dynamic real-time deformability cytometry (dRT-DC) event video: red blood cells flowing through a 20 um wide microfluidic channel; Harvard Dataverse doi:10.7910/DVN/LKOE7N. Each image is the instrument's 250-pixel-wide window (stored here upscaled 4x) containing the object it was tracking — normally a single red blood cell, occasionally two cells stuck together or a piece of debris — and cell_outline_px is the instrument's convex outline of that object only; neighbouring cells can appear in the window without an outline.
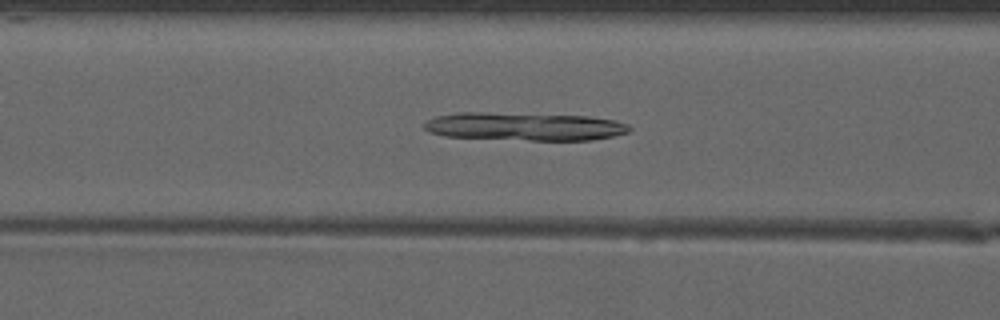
{"species": "common noctule bat (a hibernating species)", "species_latin": "Nyctalus noctula", "temperature_condition": "warm", "stored_images_in_passage": 50, "camera_frame_rate_fps": 3000, "um_per_image_px": 0.085, "animal": {"sex": "male", "forearm_length_mm": 52.5}, "frame": {"image": 1, "passage_image": 21, "time_ms": 6.667, "image_size_px": [1000, 320], "cell_outline_px": [[632, 128], [628, 132], [612, 136], [592, 140], [528, 140], [444, 136], [428, 132], [424, 128], [424, 124], [428, 120], [436, 116], [456, 112], [484, 112], [588, 116], [616, 120], [628, 124]], "centroid_in_image_um": [44.58, 10.74], "position_along_channel_um": 122.0, "area_um2": 33.7}}
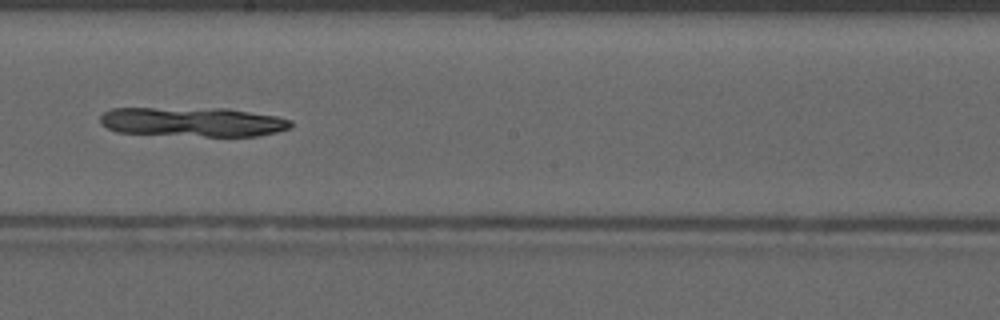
{"frame": {"image": 2, "passage_image": 29, "time_ms": 9.333, "image_size_px": [1000, 320], "cell_outline_px": [[292, 128], [276, 132], [256, 136], [204, 136], [116, 132], [100, 124], [100, 116], [104, 112], [112, 108], [228, 108], [276, 116], [292, 120]], "centroid_in_image_um": [16.4, 10.35], "position_along_channel_um": 231.8, "area_um2": 32.83}}
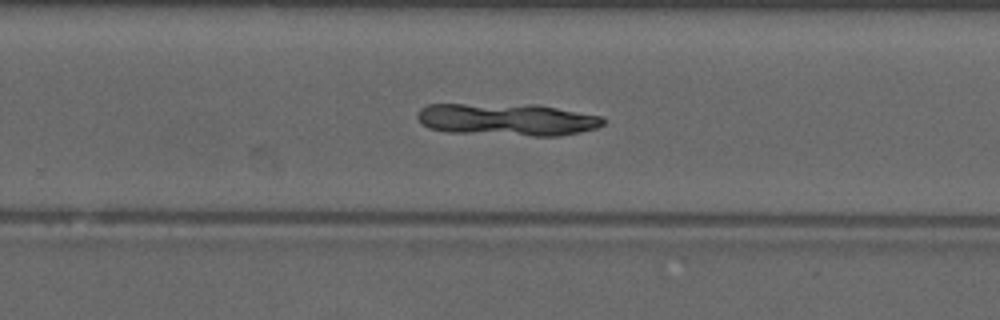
{"frame": {"image": 3, "passage_image": 33, "time_ms": 10.667, "image_size_px": [1000, 320], "cell_outline_px": [[604, 124], [596, 128], [580, 132], [560, 136], [532, 136], [448, 132], [428, 128], [416, 116], [416, 112], [420, 108], [428, 104], [536, 104], [604, 116]], "centroid_in_image_um": [43.12, 10.15], "position_along_channel_um": 286.7, "area_um2": 35.37}}